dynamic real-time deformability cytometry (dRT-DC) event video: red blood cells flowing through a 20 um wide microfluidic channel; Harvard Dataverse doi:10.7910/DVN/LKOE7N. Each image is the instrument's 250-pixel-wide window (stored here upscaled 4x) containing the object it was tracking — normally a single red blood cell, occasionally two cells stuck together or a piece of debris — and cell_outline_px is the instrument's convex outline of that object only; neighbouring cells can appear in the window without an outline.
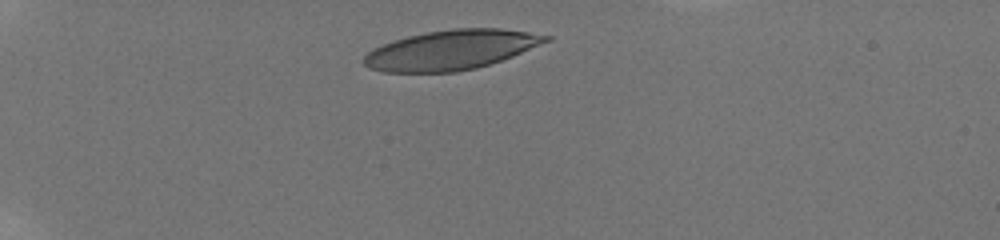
{"species": "human", "species_latin": "Homo sapiens", "temperature_condition": "room temperature", "stored_images_in_passage": 34, "camera_frame_rate_fps": 3000, "um_per_image_px": 0.085, "donor": {"sex": "male"}, "frame": {"image": 1, "passage_image": 1, "time_ms": 0.0, "image_size_px": [1000, 240], "cell_outline_px": [[552, 40], [512, 56], [476, 68], [456, 72], [384, 72], [368, 68], [360, 60], [368, 52], [384, 44], [408, 36], [428, 32], [452, 28], [500, 28], [528, 32], [552, 36]], "centroid_in_image_um": [38.35, 4.24], "position_along_channel_um": 46.7, "area_um2": 41.85}}
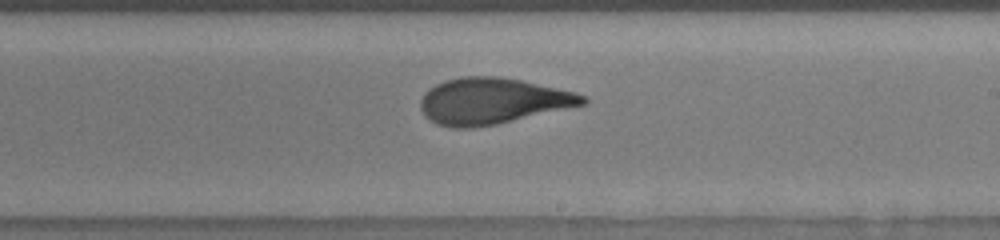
{"frame": {"image": 2, "passage_image": 23, "time_ms": 6.667, "image_size_px": [1000, 240], "cell_outline_px": [[588, 100], [584, 104], [496, 124], [472, 128], [452, 128], [436, 124], [424, 116], [420, 108], [420, 100], [436, 84], [460, 76], [500, 76], [520, 80], [576, 92], [588, 96]], "centroid_in_image_um": [41.85, 8.59], "position_along_channel_um": 247.2, "area_um2": 43.29}}
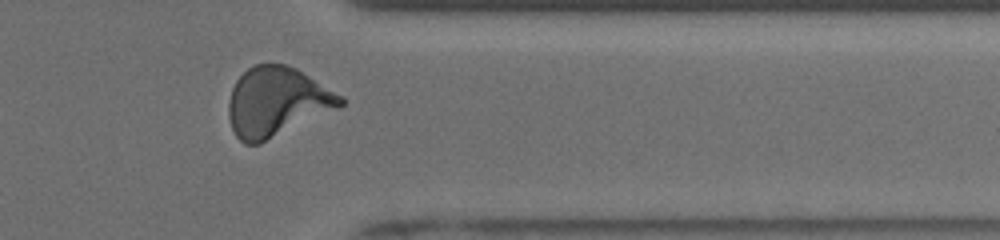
{"frame": {"image": 3, "passage_image": 31, "time_ms": 10.333, "image_size_px": [1000, 240], "cell_outline_px": [[344, 104], [340, 108], [260, 144], [244, 144], [236, 136], [232, 128], [228, 116], [228, 100], [232, 88], [236, 80], [248, 68], [256, 64], [284, 64], [296, 68], [344, 96]], "centroid_in_image_um": [23.54, 8.67], "position_along_channel_um": 387.9, "area_um2": 45.49}, "authors_computed_cell_mechanics": {"area_um2": 43.4078, "velocity_mm_per_s": 3.8862, "shape_relaxation_time_tau1_ms": 5.1327, "shape_relaxation_time_tau2_ms": 1.1822, "deformation_change_tau1": 0.2308, "deformation_change_tau2": 0.0896}}